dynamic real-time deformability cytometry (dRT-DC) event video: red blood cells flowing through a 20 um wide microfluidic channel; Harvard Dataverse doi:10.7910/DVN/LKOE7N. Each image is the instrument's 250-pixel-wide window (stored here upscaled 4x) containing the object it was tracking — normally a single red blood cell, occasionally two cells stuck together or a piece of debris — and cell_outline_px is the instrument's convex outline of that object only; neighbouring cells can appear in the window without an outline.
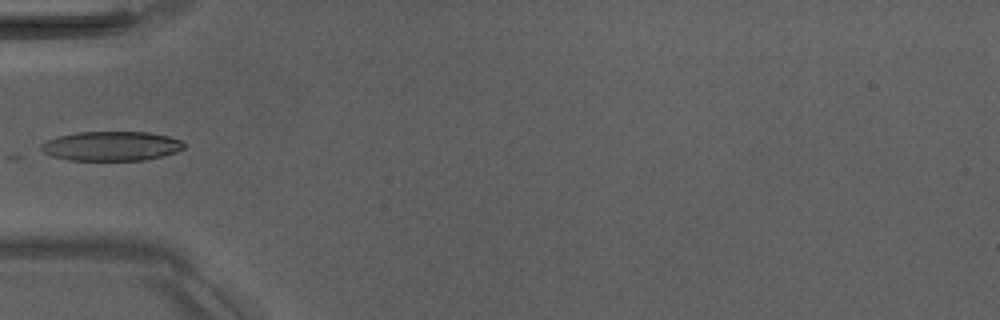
{"species": "Egyptian fruit bat (a non-hibernating species)", "species_latin": "Rousettus aegyptiacus", "temperature_condition": "room temperature", "stored_images_in_passage": 4, "camera_frame_rate_fps": 3000, "um_per_image_px": 0.085, "animal": {"sex": "male"}, "frame": {"image": 1, "passage_image": 4, "time_ms": 3.333, "image_size_px": [1000, 320], "cell_outline_px": [[184, 148], [176, 152], [144, 160], [68, 160], [52, 156], [44, 152], [40, 148], [40, 144], [48, 140], [60, 136], [76, 132], [148, 132], [168, 136], [180, 140], [184, 144]], "centroid_in_image_um": [9.45, 12.41], "position_along_channel_um": 75.5, "area_um2": 24.33}}